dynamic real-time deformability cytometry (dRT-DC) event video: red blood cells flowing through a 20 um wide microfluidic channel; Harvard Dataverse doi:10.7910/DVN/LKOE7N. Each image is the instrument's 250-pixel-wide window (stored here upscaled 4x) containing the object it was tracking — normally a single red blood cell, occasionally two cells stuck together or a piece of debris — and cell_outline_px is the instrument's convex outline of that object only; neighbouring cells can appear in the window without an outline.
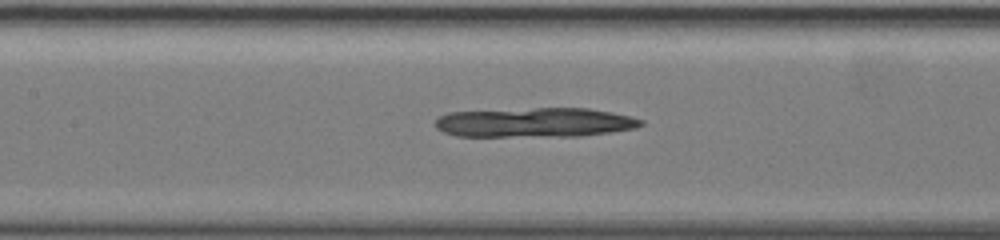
{"species": "common noctule bat (a hibernating species)", "species_latin": "Nyctalus noctula", "temperature_condition": "warm", "stored_images_in_passage": 61, "camera_frame_rate_fps": 3000, "um_per_image_px": 0.085, "animal": {"sex": "female", "body_mass_g": 19.5, "forearm_length_mm": 54.1}, "frame": {"image": 1, "passage_image": 32, "time_ms": 10.333, "image_size_px": [1000, 240], "cell_outline_px": [[644, 124], [636, 128], [612, 132], [580, 136], [456, 136], [444, 132], [436, 128], [436, 120], [440, 116], [448, 112], [536, 108], [588, 108], [628, 116], [644, 120]], "centroid_in_image_um": [45.47, 10.41], "position_along_channel_um": 161.9, "area_um2": 35.26}}
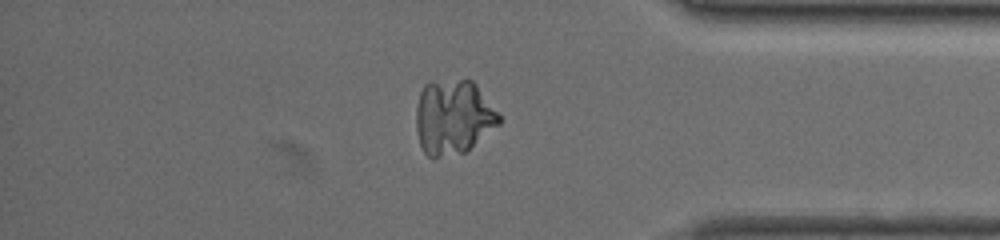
{"frame": {"image": 2, "passage_image": 52, "time_ms": 17.0, "image_size_px": [1000, 240], "cell_outline_px": [[500, 124], [464, 152], [432, 160], [424, 152], [420, 144], [416, 128], [416, 108], [420, 92], [424, 84], [428, 80], [472, 80], [476, 84], [500, 116]], "centroid_in_image_um": [38.49, 9.95], "position_along_channel_um": 396.7, "area_um2": 36.24}}
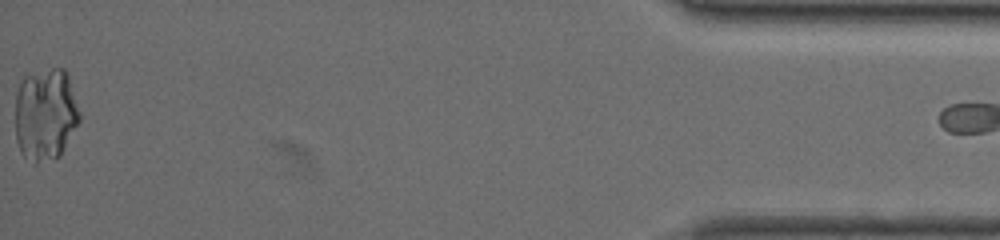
{"frame": {"image": 3, "passage_image": 60, "time_ms": 19.667, "image_size_px": [1000, 240], "cell_outline_px": [[80, 120], [60, 156], [36, 164], [32, 164], [20, 152], [16, 140], [16, 96], [20, 84], [24, 76], [52, 68], [64, 68], [68, 72], [80, 112]], "centroid_in_image_um": [3.87, 9.73], "position_along_channel_um": 431.3, "area_um2": 34.97}}